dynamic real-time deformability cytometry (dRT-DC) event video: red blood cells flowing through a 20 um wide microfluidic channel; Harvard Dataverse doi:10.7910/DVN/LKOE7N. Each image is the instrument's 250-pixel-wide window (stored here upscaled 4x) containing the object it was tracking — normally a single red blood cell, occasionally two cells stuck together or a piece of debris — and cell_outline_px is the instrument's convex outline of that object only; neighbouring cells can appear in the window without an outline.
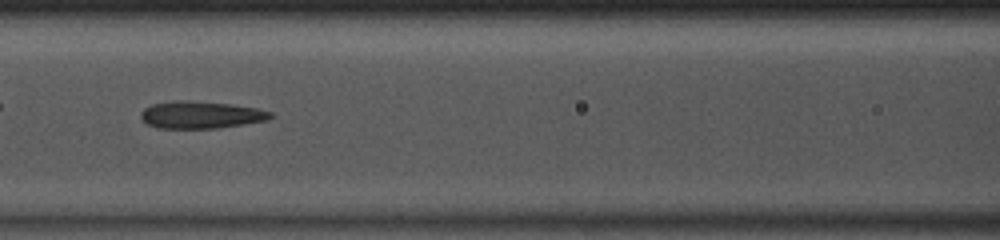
{"species": "common noctule bat (a hibernating species)", "species_latin": "Nyctalus noctula", "temperature_condition": "room temperature", "stored_images_in_passage": 48, "camera_frame_rate_fps": 3000, "um_per_image_px": 0.085, "animal": {"sex": "male", "body_mass_g": 13.0, "forearm_length_mm": 53.1}, "frame": {"image": 1, "passage_image": 21, "time_ms": 6.667, "image_size_px": [1000, 240], "cell_outline_px": [[272, 116], [268, 120], [244, 124], [216, 128], [160, 128], [148, 124], [140, 116], [140, 112], [144, 108], [152, 104], [188, 100], [228, 104], [256, 108], [272, 112]], "centroid_in_image_um": [17.08, 9.77], "position_along_channel_um": 149.5, "area_um2": 20.23}, "authors_computed_cell_mechanics": {"area_um2": 20.9236, "velocity_mm_per_s": 4.1084, "shape_relaxation_time_tau1_ms": 5.678, "shape_relaxation_time_tau2_ms": 3.1446, "deformation_change_tau1": 0.1747, "deformation_change_tau2": 0.1545}}